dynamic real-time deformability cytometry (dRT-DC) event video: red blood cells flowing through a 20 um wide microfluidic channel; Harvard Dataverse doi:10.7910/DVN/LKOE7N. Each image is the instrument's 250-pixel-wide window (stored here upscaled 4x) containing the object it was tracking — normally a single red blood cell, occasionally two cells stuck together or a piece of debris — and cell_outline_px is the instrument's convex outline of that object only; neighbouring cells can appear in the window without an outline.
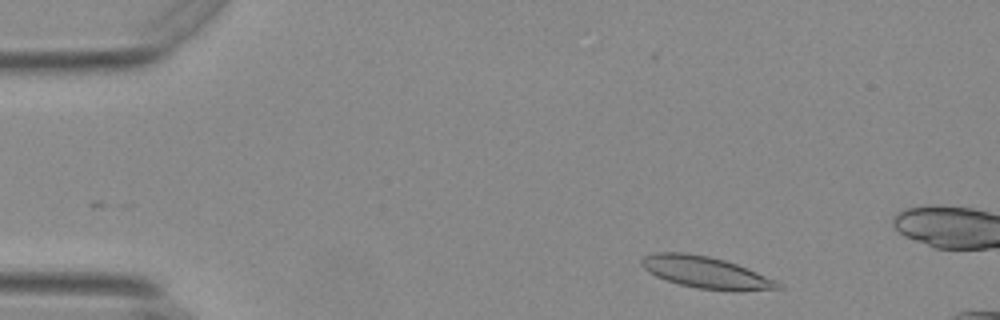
{"species": "Egyptian fruit bat (a non-hibernating species)", "species_latin": "Rousettus aegyptiacus", "temperature_condition": "warm", "stored_images_in_passage": 12, "camera_frame_rate_fps": 3000, "um_per_image_px": 0.085, "animal": {"sex": "female"}, "frame": {"image": 1, "passage_image": 3, "time_ms": 0.667, "image_size_px": [1000, 320], "cell_outline_px": [[784, 288], [740, 292], [732, 292], [696, 288], [680, 284], [656, 276], [648, 272], [640, 264], [640, 260], [644, 256], [656, 252], [684, 252], [708, 256], [724, 260], [736, 264], [756, 272], [780, 284]], "centroid_in_image_um": [59.97, 23.17], "position_along_channel_um": 25.0, "area_um2": 25.2}}